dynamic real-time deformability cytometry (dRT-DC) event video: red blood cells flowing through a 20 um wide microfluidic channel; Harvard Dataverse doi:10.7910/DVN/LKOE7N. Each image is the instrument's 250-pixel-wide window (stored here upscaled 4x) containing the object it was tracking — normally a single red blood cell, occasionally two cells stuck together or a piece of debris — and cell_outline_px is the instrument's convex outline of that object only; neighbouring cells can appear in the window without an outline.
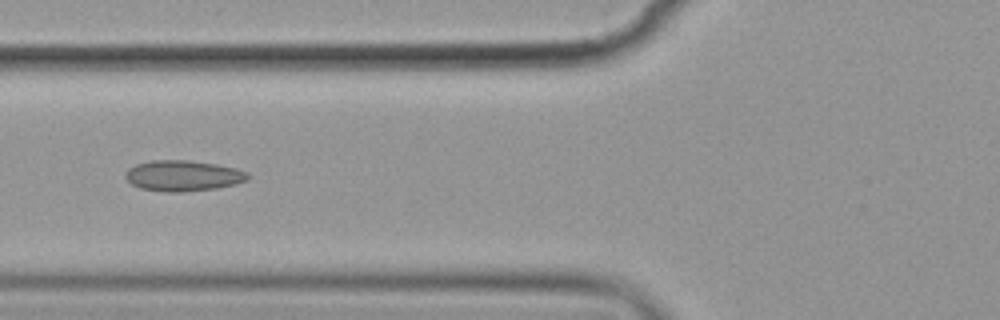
{"species": "common noctule bat (a hibernating species)", "species_latin": "Nyctalus noctula", "temperature_condition": "cold", "stored_images_in_passage": 9, "camera_frame_rate_fps": 3000, "um_per_image_px": 0.085, "animal": {"sex": "female", "body_mass_g": 19.9}, "frame": {"image": 1, "passage_image": 6, "time_ms": 7.0, "image_size_px": [1000, 320], "cell_outline_px": [[248, 180], [236, 184], [216, 188], [184, 192], [164, 192], [140, 188], [132, 184], [124, 176], [124, 172], [128, 168], [136, 164], [152, 160], [188, 160], [216, 164], [236, 168], [248, 172]], "centroid_in_image_um": [15.55, 14.94], "position_along_channel_um": 110.3, "area_um2": 22.08}}
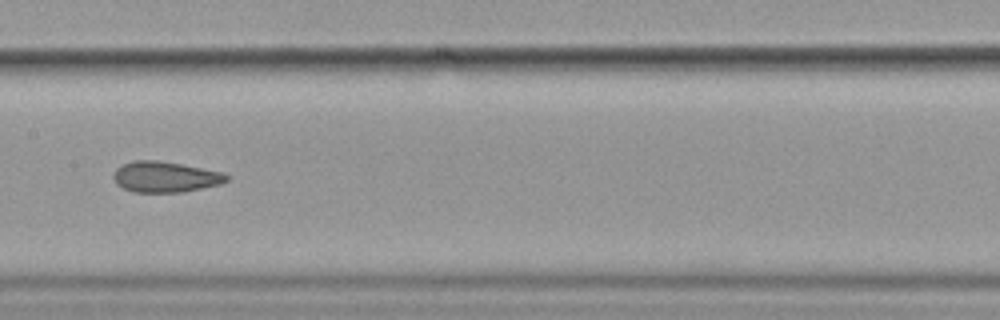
{"frame": {"image": 2, "passage_image": 8, "time_ms": 9.333, "image_size_px": [1000, 320], "cell_outline_px": [[228, 180], [220, 184], [184, 192], [132, 192], [116, 184], [112, 176], [116, 168], [124, 164], [136, 160], [156, 160], [180, 164], [224, 172], [228, 176]], "centroid_in_image_um": [14.04, 15.04], "position_along_channel_um": 193.4, "area_um2": 20.23}}
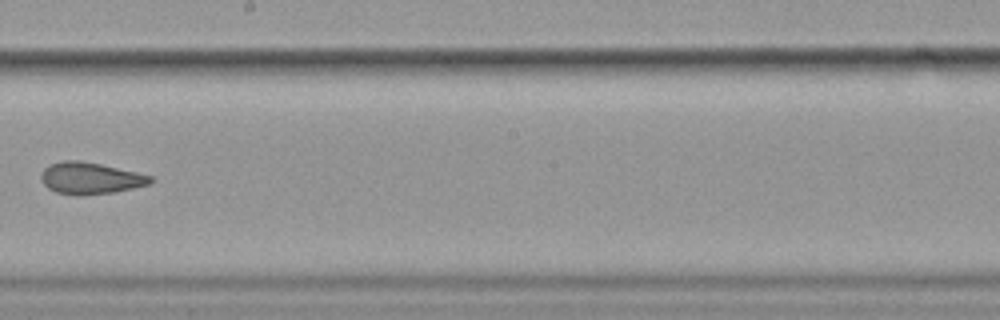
{"frame": {"image": 3, "passage_image": 9, "time_ms": 10.667, "image_size_px": [1000, 320], "cell_outline_px": [[156, 180], [152, 184], [112, 192], [84, 196], [76, 196], [56, 192], [48, 188], [44, 184], [40, 176], [44, 168], [52, 164], [64, 160], [80, 160], [100, 164], [136, 172], [152, 176]], "centroid_in_image_um": [7.7, 15.16], "position_along_channel_um": 240.5, "area_um2": 20.29}}